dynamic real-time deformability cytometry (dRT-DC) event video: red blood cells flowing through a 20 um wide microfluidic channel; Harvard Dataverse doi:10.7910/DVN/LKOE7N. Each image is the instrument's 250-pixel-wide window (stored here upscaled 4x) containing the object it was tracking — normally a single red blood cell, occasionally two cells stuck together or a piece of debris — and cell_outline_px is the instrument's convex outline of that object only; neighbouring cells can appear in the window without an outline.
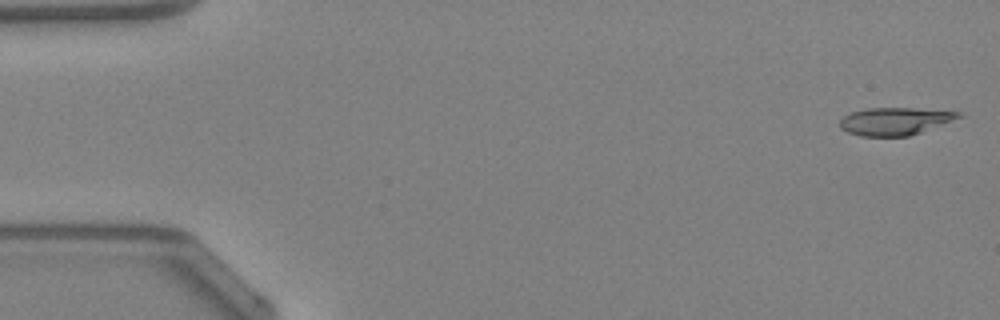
{"species": "Egyptian fruit bat (a non-hibernating species)", "species_latin": "Rousettus aegyptiacus", "temperature_condition": "warm", "stored_images_in_passage": 43, "camera_frame_rate_fps": 3000, "um_per_image_px": 0.085, "animal": {"sex": "female"}, "frame": {"image": 1, "passage_image": 1, "time_ms": 0.0, "image_size_px": [1000, 320], "cell_outline_px": [[964, 116], [920, 132], [908, 136], [860, 136], [848, 132], [840, 128], [840, 120], [844, 116], [852, 112], [868, 108], [912, 108], [960, 112]], "centroid_in_image_um": [76.05, 10.3], "position_along_channel_um": 9.0, "area_um2": 18.84}}
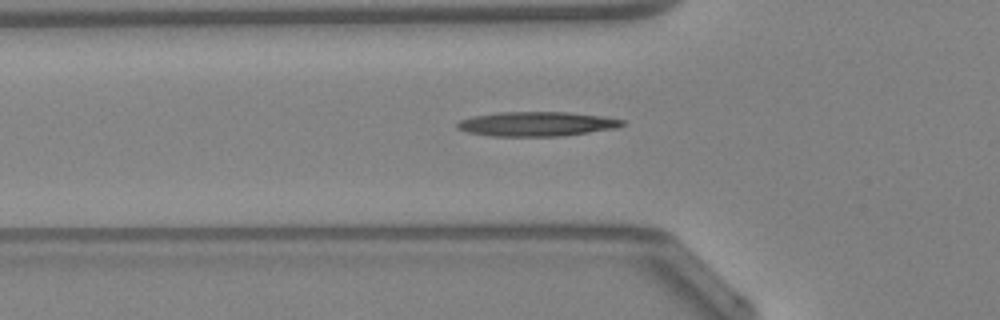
{"frame": {"image": 2, "passage_image": 16, "time_ms": 5.0, "image_size_px": [1000, 320], "cell_outline_px": [[624, 124], [616, 128], [560, 136], [488, 136], [468, 132], [456, 128], [456, 124], [460, 120], [476, 116], [500, 112], [568, 112], [604, 116], [624, 120]], "centroid_in_image_um": [45.62, 10.53], "position_along_channel_um": 80.2, "area_um2": 23.41}}